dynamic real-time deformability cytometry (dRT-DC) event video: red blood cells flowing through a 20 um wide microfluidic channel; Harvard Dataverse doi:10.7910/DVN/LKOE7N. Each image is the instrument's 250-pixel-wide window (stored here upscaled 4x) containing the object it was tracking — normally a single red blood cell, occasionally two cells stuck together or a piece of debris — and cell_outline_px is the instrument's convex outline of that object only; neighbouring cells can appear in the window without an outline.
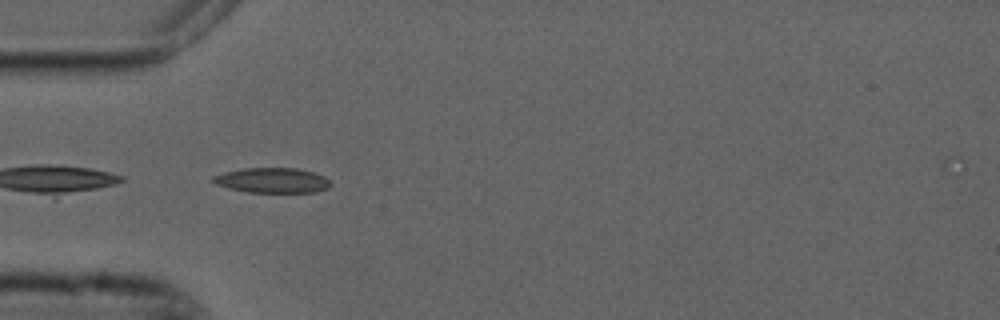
{"species": "common noctule bat (a hibernating species)", "species_latin": "Nyctalus noctula", "temperature_condition": "cold", "stored_images_in_passage": 25, "camera_frame_rate_fps": 3000, "um_per_image_px": 0.085, "animal": {"sex": "male", "forearm_length_mm": 52.5}, "frame": {"image": 1, "passage_image": 1, "time_ms": 0.0, "image_size_px": [1000, 320], "cell_outline_px": [[332, 184], [328, 188], [316, 192], [248, 192], [228, 188], [216, 184], [212, 180], [212, 176], [224, 172], [244, 168], [296, 168], [312, 172], [324, 176]], "centroid_in_image_um": [23.14, 15.33], "position_along_channel_um": 61.9, "area_um2": 17.11}}